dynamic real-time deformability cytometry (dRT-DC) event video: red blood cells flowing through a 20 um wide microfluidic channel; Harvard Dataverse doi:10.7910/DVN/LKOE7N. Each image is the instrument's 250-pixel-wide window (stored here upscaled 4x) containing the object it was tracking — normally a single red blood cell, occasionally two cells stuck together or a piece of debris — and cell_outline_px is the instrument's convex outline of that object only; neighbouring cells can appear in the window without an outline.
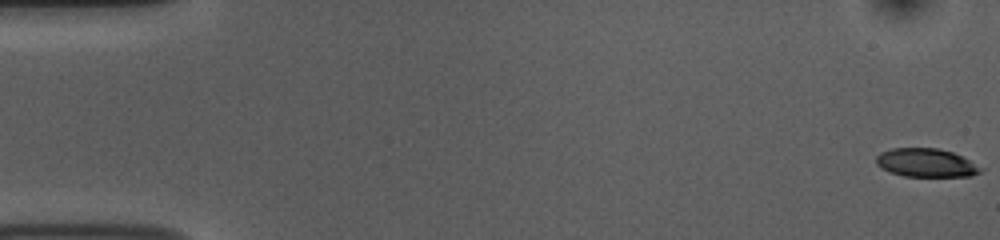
{"species": "common noctule bat (a hibernating species)", "species_latin": "Nyctalus noctula", "temperature_condition": "room temperature", "stored_images_in_passage": 54, "camera_frame_rate_fps": 3000, "um_per_image_px": 0.085, "animal": {"sex": "female", "body_mass_g": 10.0, "forearm_length_mm": 53.1}, "frame": {"image": 1, "passage_image": 1, "time_ms": 0.0, "image_size_px": [1000, 240], "cell_outline_px": [[984, 168], [980, 172], [972, 176], [904, 176], [880, 168], [876, 164], [876, 156], [880, 152], [892, 148], [936, 148], [952, 152]], "centroid_in_image_um": [78.69, 13.83], "position_along_channel_um": 6.3, "area_um2": 17.22}}
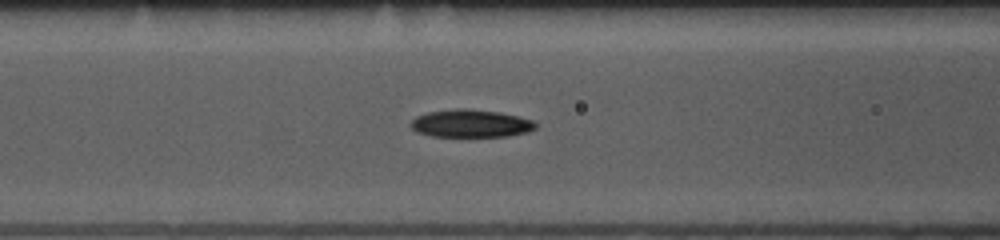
{"frame": {"image": 2, "passage_image": 22, "time_ms": 7.0, "image_size_px": [1000, 240], "cell_outline_px": [[536, 128], [528, 132], [508, 136], [432, 136], [416, 132], [408, 124], [416, 116], [428, 112], [456, 108], [464, 108], [500, 112], [532, 120], [536, 124]], "centroid_in_image_um": [39.98, 10.49], "position_along_channel_um": 126.6, "area_um2": 20.17}}
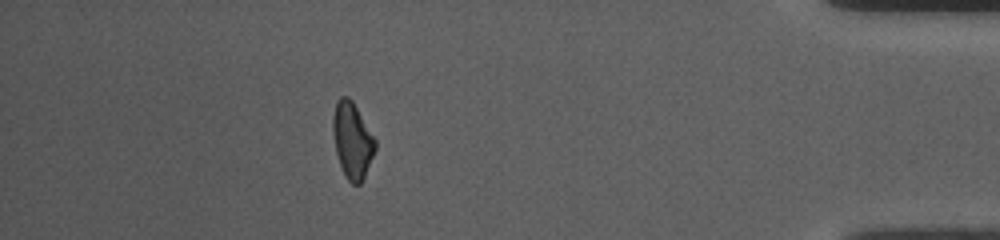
{"frame": {"image": 3, "passage_image": 48, "time_ms": 15.667, "image_size_px": [1000, 240], "cell_outline_px": [[376, 148], [364, 176], [360, 184], [352, 184], [344, 176], [336, 152], [332, 128], [332, 116], [336, 100], [340, 96], [348, 96], [352, 100], [376, 140]], "centroid_in_image_um": [29.92, 11.9], "position_along_channel_um": 405.3, "area_um2": 18.67}, "authors_computed_cell_mechanics": {"area_um2": 19.1607, "velocity_mm_per_s": 3.7728, "shape_relaxation_time_tau1_ms": 2.6364, "shape_relaxation_time_tau2_ms": 9.5719, "deformation_change_tau1": 0.1321, "deformation_change_tau2": 0.1942}}